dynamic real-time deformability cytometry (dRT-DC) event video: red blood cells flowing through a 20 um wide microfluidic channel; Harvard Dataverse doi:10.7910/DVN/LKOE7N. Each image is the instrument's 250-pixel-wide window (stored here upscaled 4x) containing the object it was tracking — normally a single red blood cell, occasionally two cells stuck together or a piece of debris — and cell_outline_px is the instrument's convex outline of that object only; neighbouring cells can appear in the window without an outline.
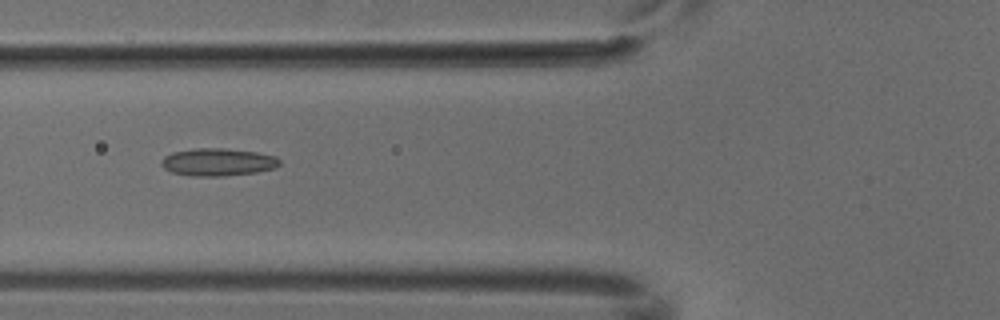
{"species": "common noctule bat (a hibernating species)", "species_latin": "Nyctalus noctula", "temperature_condition": "cold", "stored_images_in_passage": 5, "camera_frame_rate_fps": 3000, "um_per_image_px": 0.085, "animal": {"sex": "male", "body_mass_g": 18.8}, "frame": {"image": 1, "passage_image": 5, "time_ms": 1.333, "image_size_px": [1000, 320], "cell_outline_px": [[280, 164], [276, 168], [256, 172], [224, 176], [192, 176], [172, 172], [164, 168], [160, 164], [160, 160], [164, 156], [172, 152], [192, 148], [224, 148], [256, 152], [276, 156], [280, 160]], "centroid_in_image_um": [18.5, 13.77], "position_along_channel_um": 107.3, "area_um2": 19.19}}